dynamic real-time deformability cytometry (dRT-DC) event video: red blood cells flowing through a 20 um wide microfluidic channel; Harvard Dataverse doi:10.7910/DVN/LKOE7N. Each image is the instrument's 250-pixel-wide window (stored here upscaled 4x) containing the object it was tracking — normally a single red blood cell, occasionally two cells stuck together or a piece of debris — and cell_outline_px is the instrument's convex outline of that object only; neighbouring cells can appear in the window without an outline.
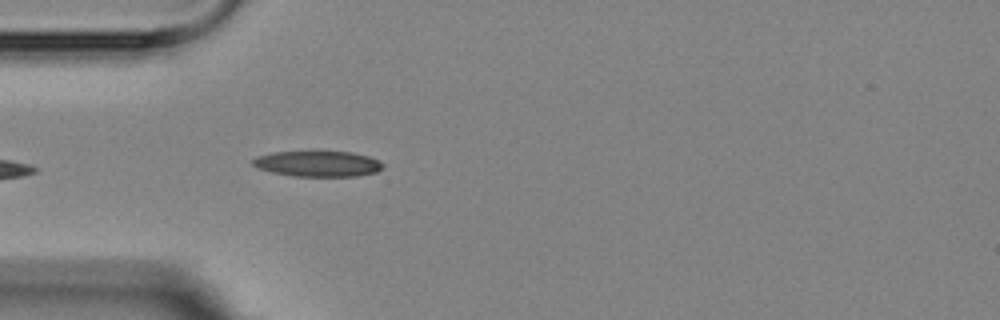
{"species": "Egyptian fruit bat (a non-hibernating species)", "species_latin": "Rousettus aegyptiacus", "temperature_condition": "room temperature", "stored_images_in_passage": 5, "camera_frame_rate_fps": 3000, "um_per_image_px": 0.085, "animal": {"sex": "female"}, "frame": {"image": 1, "passage_image": 5, "time_ms": 4.667, "image_size_px": [1000, 320], "cell_outline_px": [[384, 168], [376, 172], [356, 176], [292, 176], [272, 172], [256, 168], [252, 164], [252, 160], [256, 156], [272, 152], [352, 152], [368, 156], [380, 160], [384, 164]], "centroid_in_image_um": [27.02, 13.92], "position_along_channel_um": 58.0, "area_um2": 19.54}}